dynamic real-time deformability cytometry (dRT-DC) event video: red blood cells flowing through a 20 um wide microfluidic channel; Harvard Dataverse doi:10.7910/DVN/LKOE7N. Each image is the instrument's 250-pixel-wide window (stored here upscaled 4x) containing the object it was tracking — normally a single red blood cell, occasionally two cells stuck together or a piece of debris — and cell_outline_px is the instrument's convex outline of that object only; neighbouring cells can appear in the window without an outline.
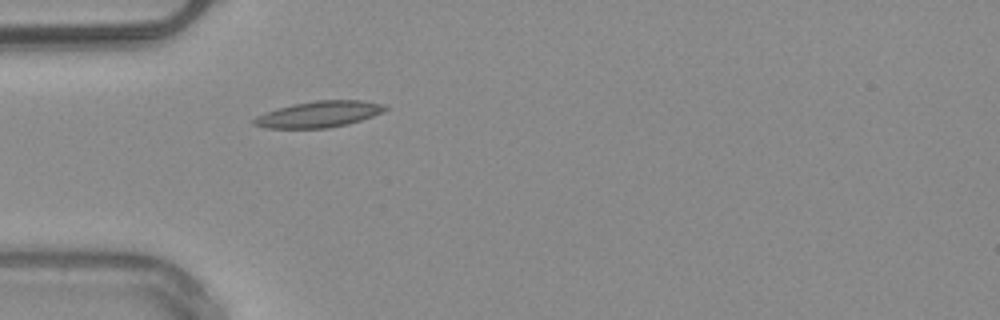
{"species": "common noctule bat (a hibernating species)", "species_latin": "Nyctalus noctula", "temperature_condition": "warm", "stored_images_in_passage": 37, "camera_frame_rate_fps": 3000, "um_per_image_px": 0.085, "animal": {"sex": "male", "body_mass_g": 20.4}, "frame": {"image": 1, "passage_image": 1, "time_ms": 0.0, "image_size_px": [1000, 320], "cell_outline_px": [[388, 108], [384, 112], [348, 124], [328, 128], [264, 128], [252, 124], [252, 120], [256, 116], [292, 104], [316, 100], [364, 100], [384, 104]], "centroid_in_image_um": [27.13, 9.71], "position_along_channel_um": 57.9, "area_um2": 20.0}, "authors_computed_cell_mechanics": {"area_um2": 17.8602, "velocity_mm_per_s": 3.9832, "shape_relaxation_time_tau1_ms": 7.1491, "shape_relaxation_time_tau2_ms": null, "deformation_change_tau1": 0.1541, "deformation_change_tau2": null}}